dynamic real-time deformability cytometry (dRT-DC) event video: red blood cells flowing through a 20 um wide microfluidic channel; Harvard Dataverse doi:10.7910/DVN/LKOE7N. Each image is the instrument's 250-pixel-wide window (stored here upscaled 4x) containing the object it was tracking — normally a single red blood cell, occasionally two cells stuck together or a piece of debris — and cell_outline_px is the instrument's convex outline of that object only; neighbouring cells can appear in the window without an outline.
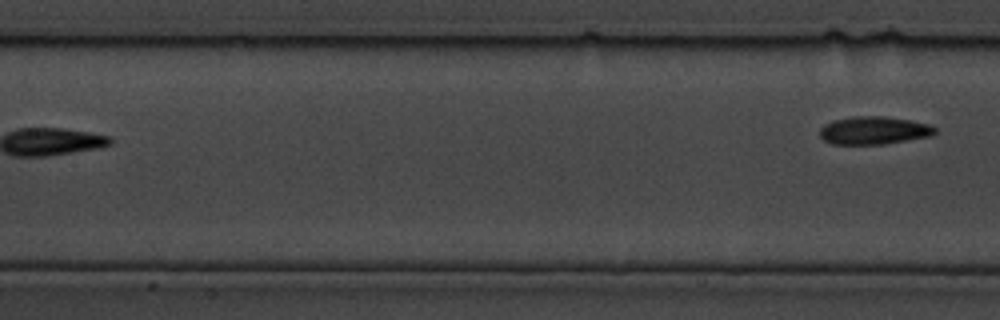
{"species": "common noctule bat (a hibernating species)", "species_latin": "Nyctalus noctula", "temperature_condition": "cold", "stored_images_in_passage": 9, "segment_of_instrument_passage": [2, 2], "camera_frame_rate_fps": 3000, "um_per_image_px": 0.085, "animal": {"sex": "male", "body_mass_g": 19.5, "forearm_length_mm": 54.6}, "frame": {"image": 1, "passage_image": 9, "time_ms": 2.667, "image_size_px": [1000, 320], "cell_outline_px": [[936, 132], [932, 136], [884, 144], [832, 144], [824, 140], [820, 136], [820, 128], [824, 124], [832, 120], [856, 116], [884, 116], [908, 120], [928, 124], [936, 128]], "centroid_in_image_um": [74.26, 11.09], "position_along_channel_um": 133.1, "area_um2": 18.73}}